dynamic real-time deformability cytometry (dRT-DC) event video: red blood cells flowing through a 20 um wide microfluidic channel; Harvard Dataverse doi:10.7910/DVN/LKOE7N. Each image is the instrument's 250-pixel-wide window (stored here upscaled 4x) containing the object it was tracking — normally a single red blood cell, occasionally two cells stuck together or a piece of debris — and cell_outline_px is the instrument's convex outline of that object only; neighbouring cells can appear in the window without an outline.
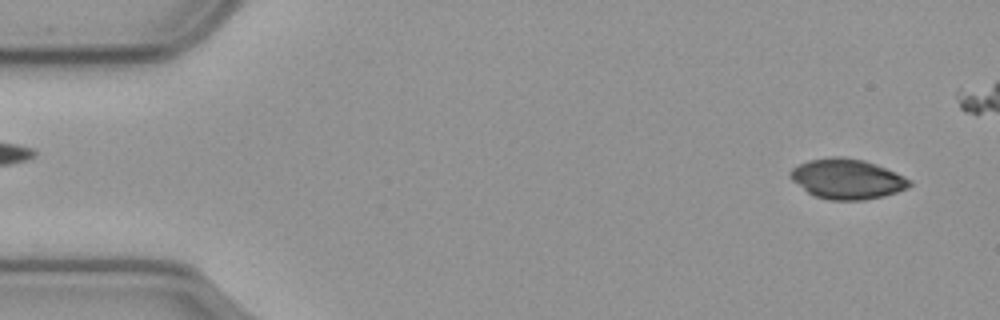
{"species": "common noctule bat (a hibernating species)", "species_latin": "Nyctalus noctula", "temperature_condition": "cold", "stored_images_in_passage": 46, "camera_frame_rate_fps": 3000, "um_per_image_px": 0.085, "animal": {"sex": "male", "body_mass_g": 23.1, "forearm_length_mm": 52.7}, "frame": {"image": 1, "passage_image": 3, "time_ms": 0.667, "image_size_px": [1000, 320], "cell_outline_px": [[912, 184], [908, 188], [884, 196], [864, 200], [828, 200], [812, 196], [792, 180], [788, 176], [788, 172], [792, 168], [808, 160], [832, 156], [840, 156], [864, 160], [876, 164], [904, 176], [912, 180]], "centroid_in_image_um": [71.98, 15.21], "position_along_channel_um": 13.0, "area_um2": 28.09}}
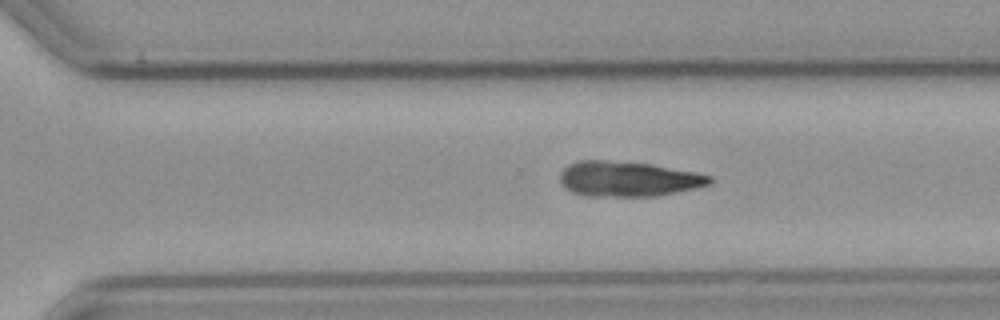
{"frame": {"image": 2, "passage_image": 38, "time_ms": 12.333, "image_size_px": [1000, 320], "cell_outline_px": [[712, 180], [708, 184], [696, 188], [656, 196], [584, 196], [572, 192], [564, 188], [560, 180], [560, 172], [568, 164], [580, 160], [608, 160], [652, 164], [696, 172], [712, 176]], "centroid_in_image_um": [53.36, 15.2], "position_along_channel_um": 317.2, "area_um2": 30.81}}
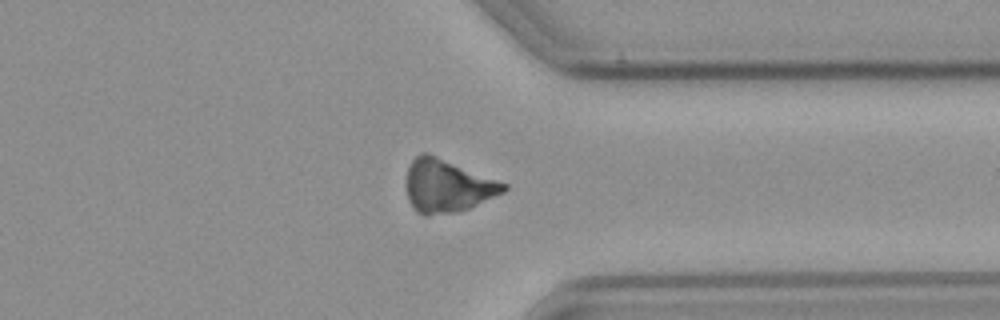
{"frame": {"image": 3, "passage_image": 43, "time_ms": 14.0, "image_size_px": [1000, 320], "cell_outline_px": [[508, 188], [504, 192], [468, 208], [456, 212], [428, 216], [424, 216], [416, 212], [408, 200], [404, 184], [408, 168], [412, 160], [420, 152], [428, 152], [508, 184]], "centroid_in_image_um": [37.97, 15.8], "position_along_channel_um": 373.4, "area_um2": 30.35}}